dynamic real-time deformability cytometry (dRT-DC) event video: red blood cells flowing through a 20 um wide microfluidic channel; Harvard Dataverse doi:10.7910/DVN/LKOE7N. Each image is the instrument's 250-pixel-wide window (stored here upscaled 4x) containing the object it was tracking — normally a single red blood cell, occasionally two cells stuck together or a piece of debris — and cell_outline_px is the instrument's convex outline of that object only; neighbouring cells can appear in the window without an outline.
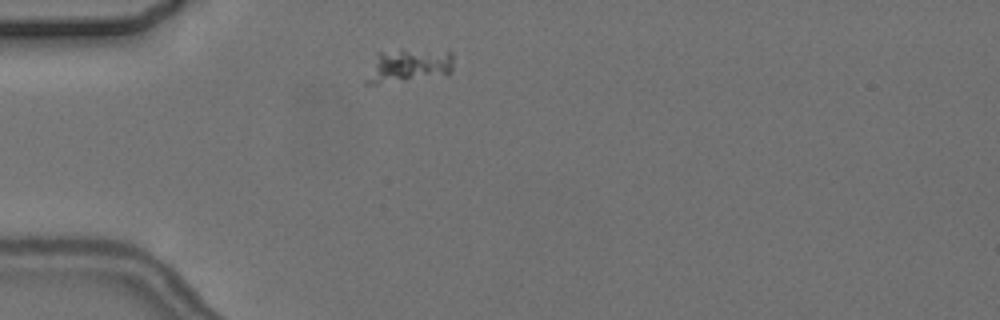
{"species": "common noctule bat (a hibernating species)", "species_latin": "Nyctalus noctula", "temperature_condition": "cold", "stored_images_in_passage": 1, "camera_frame_rate_fps": 3000, "um_per_image_px": 0.085, "animal": {"sex": "female", "body_mass_g": 24.6, "forearm_length_mm": 56.2}, "frame": {"image": 1, "passage_image": 1, "time_ms": 0.0, "image_size_px": [1000, 320], "cell_outline_px": [[452, 72], [376, 84], [364, 84], [364, 80], [376, 52], [400, 48], [404, 48], [452, 52]], "centroid_in_image_um": [34.63, 5.52], "position_along_channel_um": 50.4, "area_um2": 16.99}}